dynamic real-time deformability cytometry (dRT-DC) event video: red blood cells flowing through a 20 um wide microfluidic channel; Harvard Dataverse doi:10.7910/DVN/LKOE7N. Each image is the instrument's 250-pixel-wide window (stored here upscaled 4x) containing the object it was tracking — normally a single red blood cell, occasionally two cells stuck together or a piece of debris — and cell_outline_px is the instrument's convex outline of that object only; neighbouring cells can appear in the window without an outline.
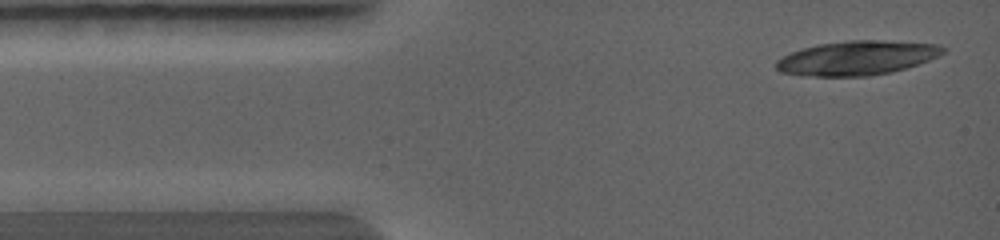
{"species": "common noctule bat (a hibernating species)", "species_latin": "Nyctalus noctula", "temperature_condition": "warm", "stored_images_in_passage": 1, "camera_frame_rate_fps": 5000, "um_per_image_px": 0.085, "animal": {"sex": "female", "body_mass_g": 19.0, "forearm_length_mm": 56.7}, "frame": {"image": 1, "passage_image": 1, "time_ms": 0.0, "image_size_px": [1000, 240], "cell_outline_px": [[948, 48], [940, 56], [892, 72], [868, 76], [804, 76], [780, 72], [776, 68], [776, 60], [792, 52], [816, 44], [848, 40], [880, 40], [936, 44]], "centroid_in_image_um": [72.84, 4.92], "position_along_channel_um": 12.2, "area_um2": 33.29}}